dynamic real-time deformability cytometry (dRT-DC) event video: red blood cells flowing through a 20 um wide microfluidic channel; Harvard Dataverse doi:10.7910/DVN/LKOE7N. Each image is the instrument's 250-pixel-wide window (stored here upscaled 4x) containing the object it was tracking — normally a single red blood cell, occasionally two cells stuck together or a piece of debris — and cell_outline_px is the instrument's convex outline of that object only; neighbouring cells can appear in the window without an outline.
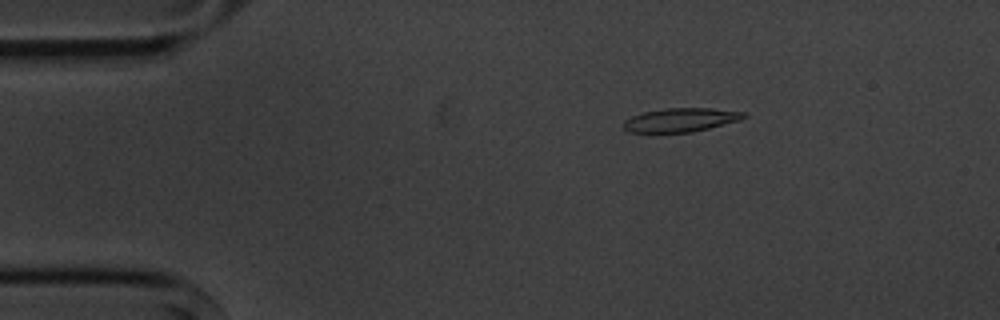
{"species": "common noctule bat (a hibernating species)", "species_latin": "Nyctalus noctula", "temperature_condition": "cold", "stored_images_in_passage": 5, "camera_frame_rate_fps": 3000, "um_per_image_px": 0.085, "animal": {"sex": "male", "body_mass_g": 20.1, "forearm_length_mm": 53.5}, "frame": {"image": 1, "passage_image": 3, "time_ms": 2.333, "image_size_px": [1000, 320], "cell_outline_px": [[748, 116], [740, 120], [692, 132], [628, 132], [624, 128], [624, 120], [632, 116], [644, 112], [664, 108], [712, 108], [744, 112]], "centroid_in_image_um": [57.87, 10.18], "position_along_channel_um": 27.1, "area_um2": 16.53}}